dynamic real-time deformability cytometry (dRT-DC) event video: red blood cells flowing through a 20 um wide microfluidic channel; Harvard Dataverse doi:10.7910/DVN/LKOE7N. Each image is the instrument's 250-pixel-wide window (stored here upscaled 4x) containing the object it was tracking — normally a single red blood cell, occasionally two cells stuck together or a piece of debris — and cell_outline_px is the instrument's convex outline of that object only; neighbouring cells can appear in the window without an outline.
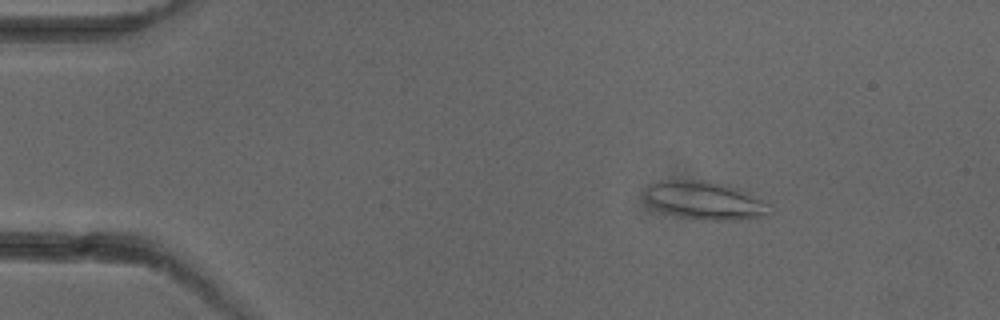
{"species": "common noctule bat (a hibernating species)", "species_latin": "Nyctalus noctula", "temperature_condition": "cold", "stored_images_in_passage": 4, "camera_frame_rate_fps": 3000, "um_per_image_px": 0.085, "animal": {"sex": "female"}, "frame": {"image": 1, "passage_image": 2, "time_ms": 1.333, "image_size_px": [1000, 320], "cell_outline_px": [[772, 212], [768, 216], [740, 220], [708, 220], [680, 216], [656, 208], [644, 196], [644, 188], [648, 184], [660, 180], [708, 180], [724, 184], [748, 192], [768, 204]], "centroid_in_image_um": [59.93, 17.03], "position_along_channel_um": 25.1, "area_um2": 27.69}}